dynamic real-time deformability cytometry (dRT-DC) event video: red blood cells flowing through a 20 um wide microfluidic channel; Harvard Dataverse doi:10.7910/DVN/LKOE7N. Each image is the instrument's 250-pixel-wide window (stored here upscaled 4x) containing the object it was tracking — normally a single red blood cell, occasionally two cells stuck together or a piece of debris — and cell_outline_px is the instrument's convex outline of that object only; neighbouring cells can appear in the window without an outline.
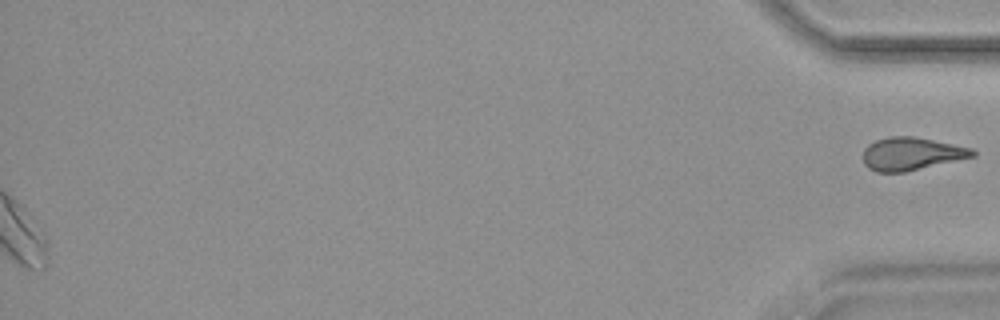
{"species": "common noctule bat (a hibernating species)", "species_latin": "Nyctalus noctula", "temperature_condition": "warm", "stored_images_in_passage": 55, "segment_of_instrument_passage": [2, 2], "camera_frame_rate_fps": 3000, "um_per_image_px": 0.085, "animal": {"sex": "female", "body_mass_g": 18.4}, "frame": {"image": 1, "passage_image": 55, "time_ms": 18.0, "image_size_px": [1000, 320], "cell_outline_px": [[976, 156], [904, 172], [876, 172], [868, 168], [864, 164], [864, 148], [868, 144], [876, 140], [892, 136], [912, 136], [972, 148], [976, 152]], "centroid_in_image_um": [77.46, 13.08], "position_along_channel_um": 357.7, "area_um2": 20.81}}